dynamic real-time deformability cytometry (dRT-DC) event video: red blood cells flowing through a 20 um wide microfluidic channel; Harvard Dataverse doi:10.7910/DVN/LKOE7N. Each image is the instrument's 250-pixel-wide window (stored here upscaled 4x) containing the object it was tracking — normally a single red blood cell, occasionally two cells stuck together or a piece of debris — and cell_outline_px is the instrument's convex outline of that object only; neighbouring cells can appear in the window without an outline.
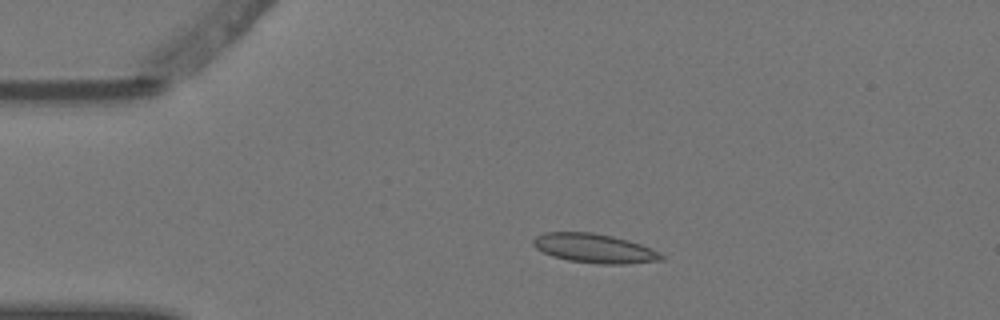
{"species": "Egyptian fruit bat (a non-hibernating species)", "species_latin": "Rousettus aegyptiacus", "temperature_condition": "warm", "stored_images_in_passage": 4, "camera_frame_rate_fps": 3000, "um_per_image_px": 0.085, "animal": {"sex": "female"}, "frame": {"image": 1, "passage_image": 3, "time_ms": 0.667, "image_size_px": [1000, 320], "cell_outline_px": [[664, 260], [624, 264], [600, 264], [568, 260], [552, 256], [536, 248], [532, 244], [532, 240], [536, 236], [544, 232], [592, 232], [612, 236], [628, 240], [652, 248], [660, 252], [664, 256]], "centroid_in_image_um": [50.53, 21.11], "position_along_channel_um": 34.5, "area_um2": 21.85}}